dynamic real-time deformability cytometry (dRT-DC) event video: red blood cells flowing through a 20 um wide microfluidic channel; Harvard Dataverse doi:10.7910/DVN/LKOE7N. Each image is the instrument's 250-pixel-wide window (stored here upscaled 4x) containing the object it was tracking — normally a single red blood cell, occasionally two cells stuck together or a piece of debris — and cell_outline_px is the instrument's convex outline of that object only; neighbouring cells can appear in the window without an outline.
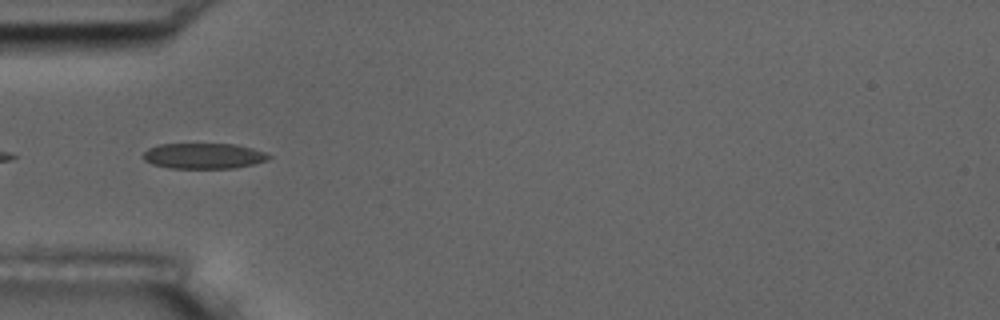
{"species": "common noctule bat (a hibernating species)", "species_latin": "Nyctalus noctula", "temperature_condition": "room temperature", "stored_images_in_passage": 7, "camera_frame_rate_fps": 3000, "um_per_image_px": 0.085, "animal": {"sex": "male", "body_mass_g": 17.5, "forearm_length_mm": 52.3}, "frame": {"image": 1, "passage_image": 5, "time_ms": 4.667, "image_size_px": [1000, 320], "cell_outline_px": [[272, 156], [268, 160], [252, 164], [232, 168], [168, 168], [152, 164], [144, 160], [140, 156], [148, 148], [156, 144], [236, 144], [252, 148], [264, 152]], "centroid_in_image_um": [17.26, 13.25], "position_along_channel_um": 67.7, "area_um2": 18.84}}